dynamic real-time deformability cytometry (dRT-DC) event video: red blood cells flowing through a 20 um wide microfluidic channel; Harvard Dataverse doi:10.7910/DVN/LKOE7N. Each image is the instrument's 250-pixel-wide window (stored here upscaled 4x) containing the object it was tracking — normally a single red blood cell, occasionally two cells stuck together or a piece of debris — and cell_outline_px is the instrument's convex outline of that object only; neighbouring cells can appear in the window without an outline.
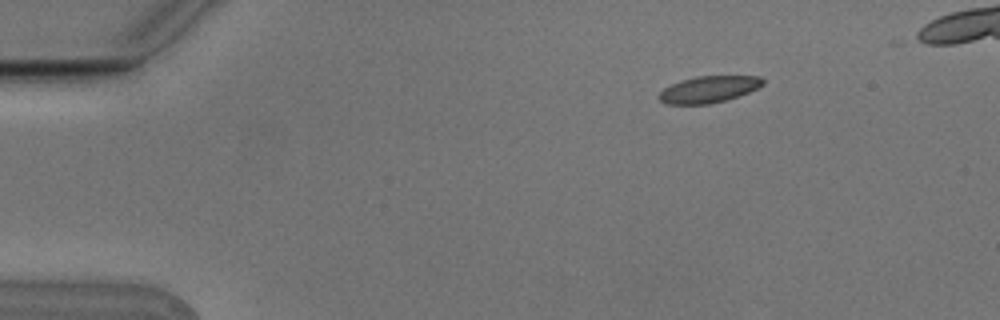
{"species": "Egyptian fruit bat (a non-hibernating species)", "species_latin": "Rousettus aegyptiacus", "temperature_condition": "cold", "stored_images_in_passage": 6, "camera_frame_rate_fps": 3000, "um_per_image_px": 0.085, "animal": {"sex": "male"}, "frame": {"image": 1, "passage_image": 3, "time_ms": 0.667, "image_size_px": [1000, 320], "cell_outline_px": [[764, 84], [748, 92], [724, 100], [708, 104], [664, 104], [656, 96], [664, 88], [680, 80], [696, 76], [760, 76], [764, 80]], "centroid_in_image_um": [60.19, 7.59], "position_along_channel_um": 24.8, "area_um2": 16.01}}